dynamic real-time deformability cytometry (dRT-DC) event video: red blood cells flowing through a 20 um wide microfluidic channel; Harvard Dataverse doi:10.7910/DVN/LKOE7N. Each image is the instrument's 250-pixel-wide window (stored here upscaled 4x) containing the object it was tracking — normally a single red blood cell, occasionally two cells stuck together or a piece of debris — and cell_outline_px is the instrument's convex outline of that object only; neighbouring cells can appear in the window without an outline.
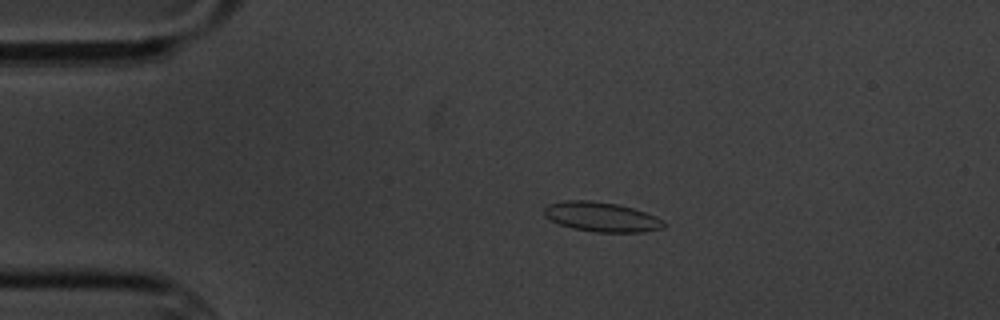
{"species": "common noctule bat (a hibernating species)", "species_latin": "Nyctalus noctula", "temperature_condition": "cold", "stored_images_in_passage": 9, "camera_frame_rate_fps": 3000, "um_per_image_px": 0.085, "animal": {"sex": "male", "body_mass_g": 20.1, "forearm_length_mm": 53.5}, "frame": {"image": 1, "passage_image": 2, "time_ms": 1.333, "image_size_px": [1000, 320], "cell_outline_px": [[668, 224], [664, 228], [640, 232], [596, 232], [572, 228], [560, 224], [544, 216], [544, 208], [548, 204], [564, 200], [588, 200], [620, 204], [656, 216], [664, 220]], "centroid_in_image_um": [51.15, 18.43], "position_along_channel_um": 33.8, "area_um2": 20.75}}
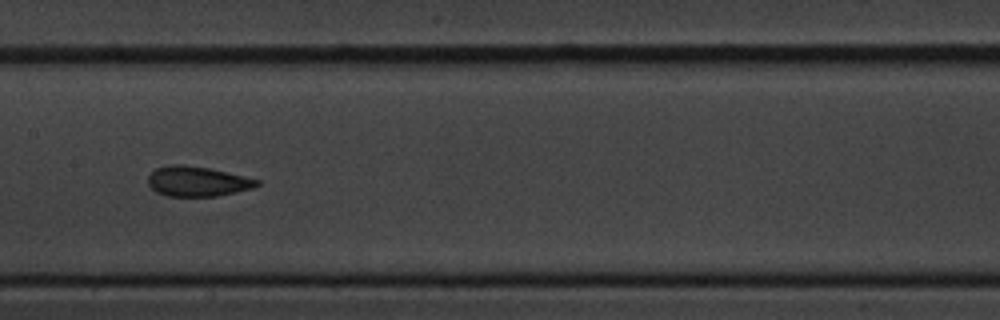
{"frame": {"image": 2, "passage_image": 7, "time_ms": 7.0, "image_size_px": [1000, 320], "cell_outline_px": [[260, 184], [252, 188], [236, 192], [216, 196], [168, 196], [156, 192], [148, 184], [148, 176], [156, 168], [168, 164], [184, 164], [208, 168], [244, 176], [260, 180]], "centroid_in_image_um": [16.76, 15.41], "position_along_channel_um": 190.6, "area_um2": 19.02}}
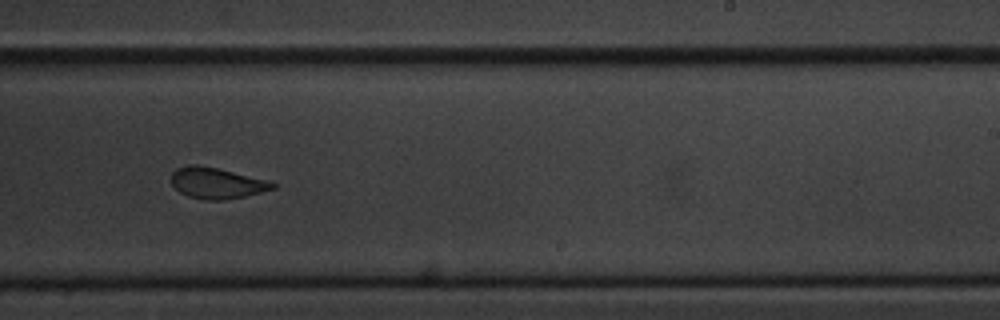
{"frame": {"image": 3, "passage_image": 9, "time_ms": 9.333, "image_size_px": [1000, 320], "cell_outline_px": [[276, 188], [244, 196], [224, 200], [208, 200], [188, 196], [180, 192], [172, 184], [172, 172], [176, 168], [188, 164], [196, 164], [220, 168], [272, 180], [276, 184]], "centroid_in_image_um": [18.46, 15.54], "position_along_channel_um": 270.5, "area_um2": 18.61}}